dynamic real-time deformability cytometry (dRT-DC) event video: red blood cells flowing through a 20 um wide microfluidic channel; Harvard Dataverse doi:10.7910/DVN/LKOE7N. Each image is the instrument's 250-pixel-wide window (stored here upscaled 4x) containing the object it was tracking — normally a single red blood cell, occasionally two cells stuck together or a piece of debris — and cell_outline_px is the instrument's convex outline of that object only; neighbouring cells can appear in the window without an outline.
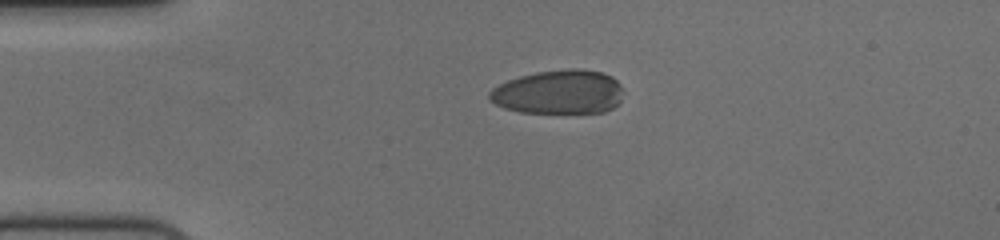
{"species": "human", "species_latin": "Homo sapiens", "temperature_condition": "cold", "stored_images_in_passage": 44, "camera_frame_rate_fps": 3000, "um_per_image_px": 0.085, "donor": {"sex": "female"}, "frame": {"image": 1, "passage_image": 1, "time_ms": 0.0, "image_size_px": [1000, 240], "cell_outline_px": [[620, 100], [612, 108], [604, 112], [520, 112], [504, 108], [488, 100], [488, 92], [492, 88], [508, 80], [520, 76], [536, 72], [564, 68], [580, 68], [600, 72], [612, 76], [620, 84]], "centroid_in_image_um": [47.45, 7.81], "position_along_channel_um": 37.5, "area_um2": 34.28}}
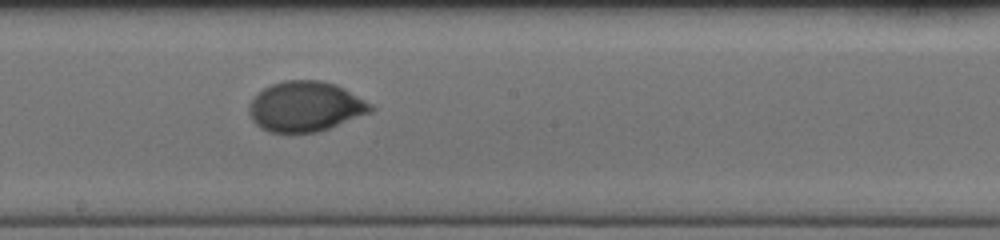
{"frame": {"image": 2, "passage_image": 19, "time_ms": 6.0, "image_size_px": [1000, 240], "cell_outline_px": [[376, 108], [372, 112], [328, 128], [316, 132], [268, 132], [260, 128], [252, 120], [248, 112], [248, 104], [264, 88], [272, 84], [284, 80], [320, 80], [336, 84], [344, 88], [372, 104]], "centroid_in_image_um": [25.96, 9.05], "position_along_channel_um": 222.2, "area_um2": 35.49}}
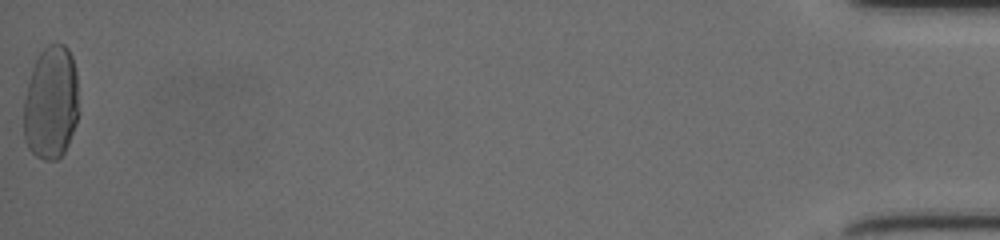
{"frame": {"image": 3, "passage_image": 44, "time_ms": 14.333, "image_size_px": [1000, 240], "cell_outline_px": [[80, 112], [76, 124], [68, 144], [64, 152], [56, 160], [44, 160], [36, 156], [28, 148], [24, 140], [24, 100], [32, 68], [40, 52], [48, 44], [64, 44], [68, 48], [72, 56], [76, 72]], "centroid_in_image_um": [4.36, 8.75], "position_along_channel_um": 430.8, "area_um2": 36.88}, "authors_computed_cell_mechanics": {"area_um2": 35.5181, "velocity_mm_per_s": 3.7375, "shape_relaxation_time_tau1_ms": 6.4013, "shape_relaxation_time_tau2_ms": null, "deformation_change_tau1": 0.2564, "deformation_change_tau2": null}}